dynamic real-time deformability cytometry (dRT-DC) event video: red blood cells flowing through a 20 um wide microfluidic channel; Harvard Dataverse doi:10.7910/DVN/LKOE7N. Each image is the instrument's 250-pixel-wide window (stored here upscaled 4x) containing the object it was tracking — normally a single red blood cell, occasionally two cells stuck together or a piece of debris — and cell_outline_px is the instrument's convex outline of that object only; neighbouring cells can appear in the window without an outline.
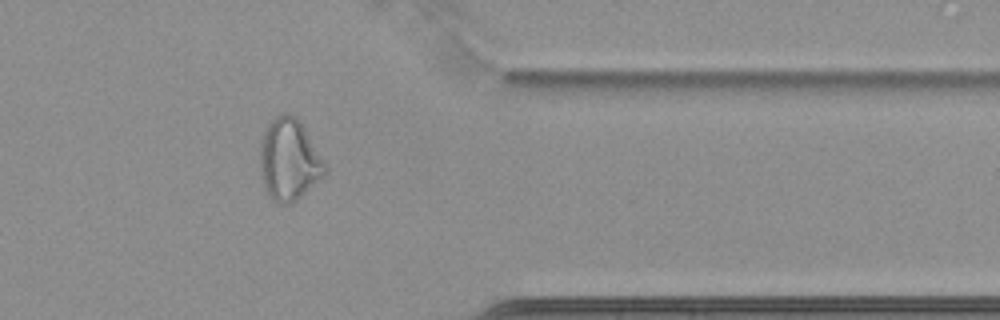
{"species": "common noctule bat (a hibernating species)", "species_latin": "Nyctalus noctula", "temperature_condition": "cold", "stored_images_in_passage": 40, "camera_frame_rate_fps": 3000, "um_per_image_px": 0.085, "animal": {"sex": "female", "body_mass_g": 22.7, "forearm_length_mm": 54.2}, "frame": {"image": 1, "passage_image": 34, "time_ms": 11.0, "image_size_px": [1000, 320], "cell_outline_px": [[328, 172], [292, 204], [276, 204], [264, 192], [260, 176], [260, 144], [264, 132], [268, 124], [280, 112], [292, 112], [300, 120], [328, 164]], "centroid_in_image_um": [24.58, 13.58], "position_along_channel_um": 386.8, "area_um2": 31.91}}